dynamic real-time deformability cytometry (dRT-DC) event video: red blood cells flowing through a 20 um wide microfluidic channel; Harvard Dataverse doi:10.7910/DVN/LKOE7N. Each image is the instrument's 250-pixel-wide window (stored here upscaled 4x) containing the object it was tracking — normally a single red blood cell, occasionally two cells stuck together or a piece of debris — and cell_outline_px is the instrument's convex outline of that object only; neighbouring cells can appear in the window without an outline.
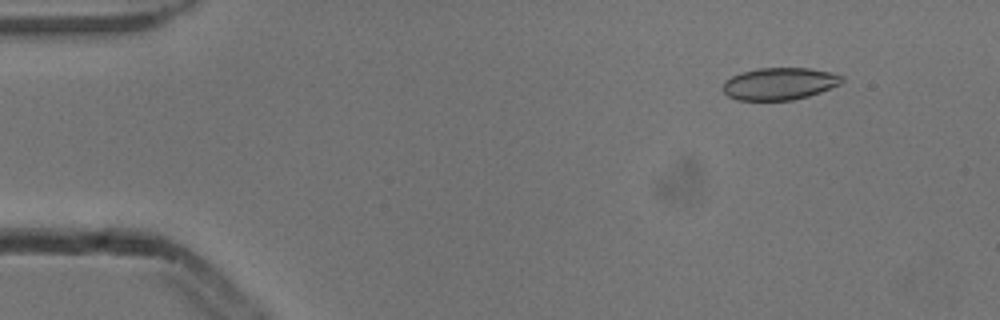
{"species": "common noctule bat (a hibernating species)", "species_latin": "Nyctalus noctula", "temperature_condition": "cold", "stored_images_in_passage": 6, "camera_frame_rate_fps": 3000, "um_per_image_px": 0.085, "animal": {"sex": "male", "body_mass_g": 13.3}, "frame": {"image": 1, "passage_image": 2, "time_ms": 0.333, "image_size_px": [1000, 320], "cell_outline_px": [[844, 80], [840, 84], [820, 92], [808, 96], [792, 100], [736, 100], [728, 96], [720, 88], [724, 80], [740, 72], [756, 68], [808, 68], [832, 72], [844, 76]], "centroid_in_image_um": [66.22, 7.11], "position_along_channel_um": 18.8, "area_um2": 22.6}}